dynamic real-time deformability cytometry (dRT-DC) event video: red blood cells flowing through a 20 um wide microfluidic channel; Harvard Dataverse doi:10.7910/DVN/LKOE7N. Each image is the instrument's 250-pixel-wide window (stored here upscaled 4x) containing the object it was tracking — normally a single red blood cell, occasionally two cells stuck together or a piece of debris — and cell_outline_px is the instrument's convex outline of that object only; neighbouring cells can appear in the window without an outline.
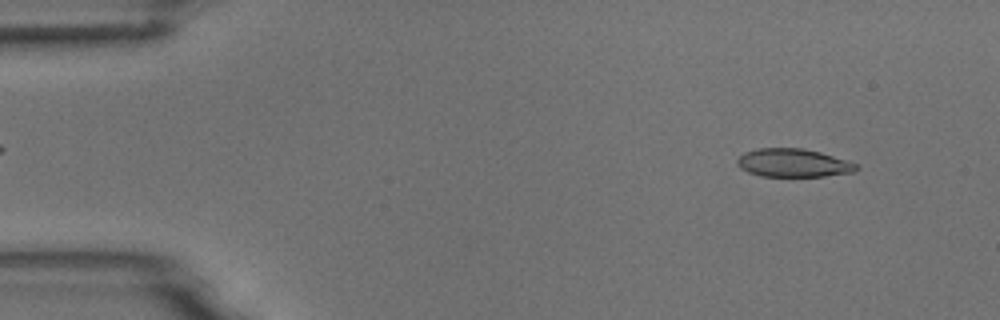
{"species": "common noctule bat (a hibernating species)", "species_latin": "Nyctalus noctula", "temperature_condition": "room temperature", "stored_images_in_passage": 54, "camera_frame_rate_fps": 3000, "um_per_image_px": 0.085, "animal": {"sex": "male", "body_mass_g": 18.8}, "frame": {"image": 1, "passage_image": 5, "time_ms": 1.333, "image_size_px": [1000, 320], "cell_outline_px": [[860, 168], [856, 172], [824, 176], [760, 176], [748, 172], [740, 168], [736, 164], [736, 160], [744, 152], [756, 148], [804, 148], [820, 152], [856, 164]], "centroid_in_image_um": [67.39, 13.85], "position_along_channel_um": 17.6, "area_um2": 19.65}}
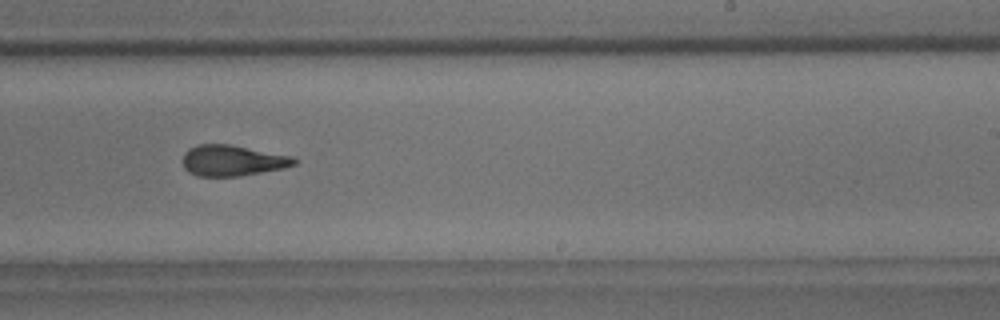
{"frame": {"image": 2, "passage_image": 33, "time_ms": 10.667, "image_size_px": [1000, 320], "cell_outline_px": [[296, 164], [284, 168], [240, 176], [196, 176], [188, 172], [184, 168], [184, 152], [188, 148], [196, 144], [232, 144], [292, 156], [296, 160]], "centroid_in_image_um": [19.74, 13.64], "position_along_channel_um": 269.3, "area_um2": 20.17}}
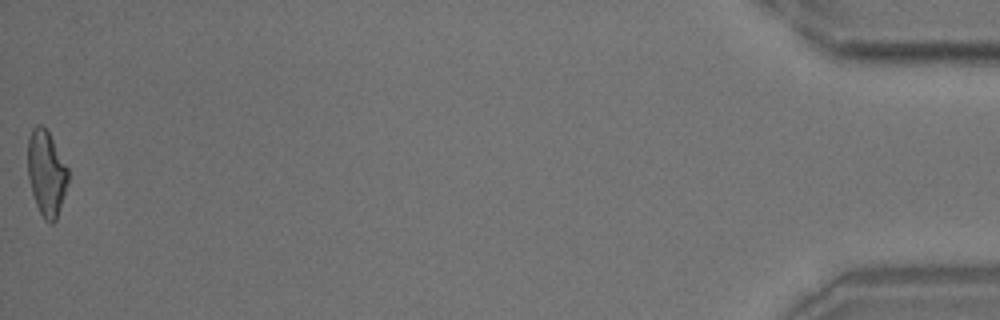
{"frame": {"image": 3, "passage_image": 54, "time_ms": 17.667, "image_size_px": [1000, 320], "cell_outline_px": [[68, 180], [56, 220], [52, 224], [48, 224], [44, 220], [36, 204], [32, 192], [28, 176], [28, 140], [32, 128], [36, 124], [40, 124], [48, 132], [68, 168]], "centroid_in_image_um": [3.93, 14.73], "position_along_channel_um": 431.3, "area_um2": 19.77}, "authors_computed_cell_mechanics": {"area_um2": 20.4034, "velocity_mm_per_s": 3.7061, "shape_relaxation_time_tau1_ms": 4.1818, "shape_relaxation_time_tau2_ms": 1.7129, "deformation_change_tau1": 0.1622, "deformation_change_tau2": 0.1003}}